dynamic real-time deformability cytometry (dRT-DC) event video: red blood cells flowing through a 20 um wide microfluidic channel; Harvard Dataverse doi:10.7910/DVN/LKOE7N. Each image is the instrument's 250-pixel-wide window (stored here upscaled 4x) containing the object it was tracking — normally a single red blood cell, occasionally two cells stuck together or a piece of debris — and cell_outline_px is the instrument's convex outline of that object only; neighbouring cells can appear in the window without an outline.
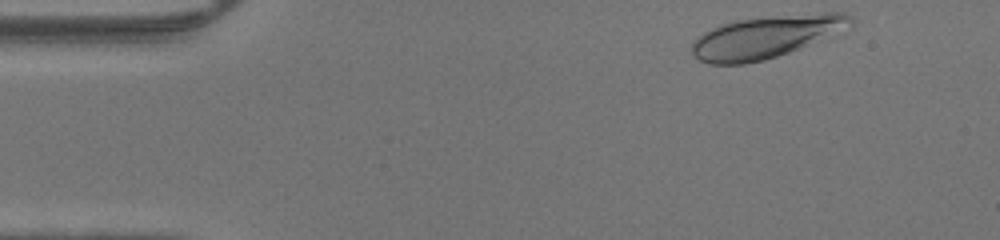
{"species": "human", "species_latin": "Homo sapiens", "temperature_condition": "warm", "stored_images_in_passage": 43, "camera_frame_rate_fps": 3000, "um_per_image_px": 0.085, "donor": {"sex": "male"}, "frame": {"image": 1, "passage_image": 1, "time_ms": 0.0, "image_size_px": [1000, 240], "cell_outline_px": [[852, 28], [800, 48], [764, 60], [744, 64], [708, 64], [692, 56], [692, 40], [704, 32], [712, 28], [736, 20], [820, 12], [844, 12], [852, 16]], "centroid_in_image_um": [65.14, 3.13], "position_along_channel_um": 19.9, "area_um2": 39.25}}
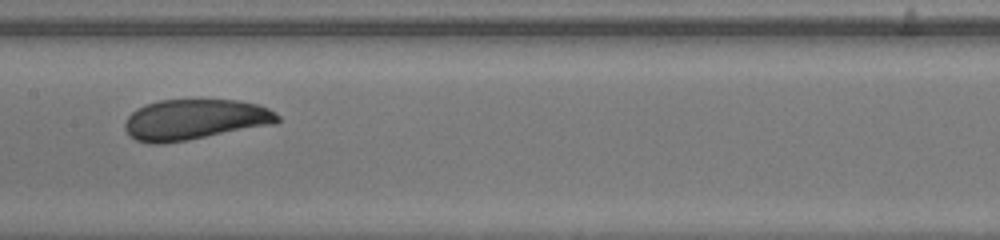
{"frame": {"image": 2, "passage_image": 19, "time_ms": 6.0, "image_size_px": [1000, 240], "cell_outline_px": [[280, 120], [276, 124], [164, 144], [148, 144], [136, 140], [124, 128], [124, 124], [128, 116], [136, 108], [144, 104], [160, 100], [240, 100], [260, 104], [276, 112], [280, 116]], "centroid_in_image_um": [16.58, 10.16], "position_along_channel_um": 190.8, "area_um2": 36.36}}
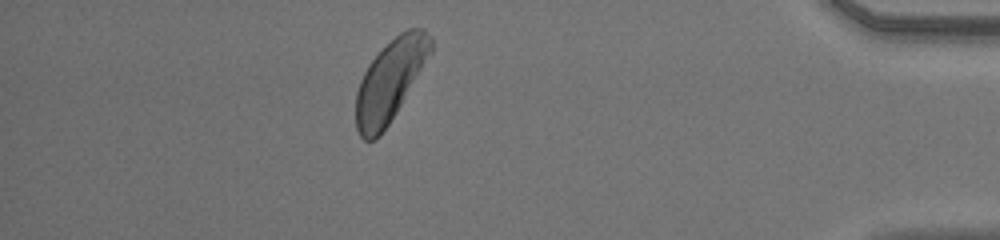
{"frame": {"image": 3, "passage_image": 37, "time_ms": 12.0, "image_size_px": [1000, 240], "cell_outline_px": [[432, 52], [396, 112], [380, 136], [376, 140], [364, 140], [360, 136], [356, 128], [356, 92], [360, 80], [368, 64], [400, 32], [408, 28], [424, 28], [432, 36]], "centroid_in_image_um": [33.16, 6.85], "position_along_channel_um": 402.0, "area_um2": 35.03}}